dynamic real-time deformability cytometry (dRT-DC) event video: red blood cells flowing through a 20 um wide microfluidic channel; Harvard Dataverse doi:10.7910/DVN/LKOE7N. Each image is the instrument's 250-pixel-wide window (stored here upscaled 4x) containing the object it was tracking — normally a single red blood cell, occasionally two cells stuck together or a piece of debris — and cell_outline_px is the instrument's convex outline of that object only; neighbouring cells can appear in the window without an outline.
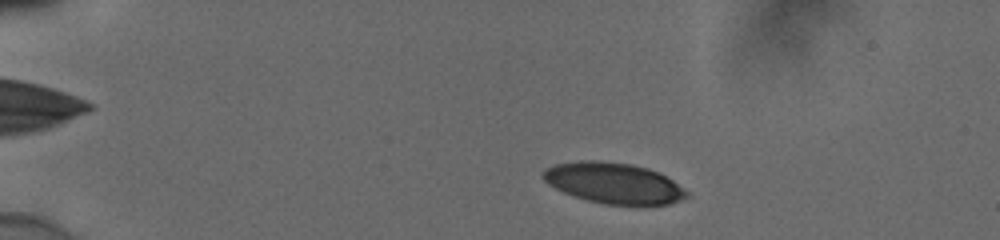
{"species": "human", "species_latin": "Homo sapiens", "temperature_condition": "cold", "stored_images_in_passage": 44, "camera_frame_rate_fps": 3000, "um_per_image_px": 0.085, "donor": {"sex": "male"}, "frame": {"image": 1, "passage_image": 1, "time_ms": 0.0, "image_size_px": [1000, 240], "cell_outline_px": [[688, 196], [680, 200], [668, 204], [640, 208], [604, 204], [588, 200], [564, 192], [548, 184], [544, 180], [540, 172], [544, 168], [556, 164], [580, 160], [600, 160], [632, 164], [648, 168], [672, 180], [684, 188], [688, 192]], "centroid_in_image_um": [52.18, 15.59], "position_along_channel_um": 32.8, "area_um2": 34.85}}
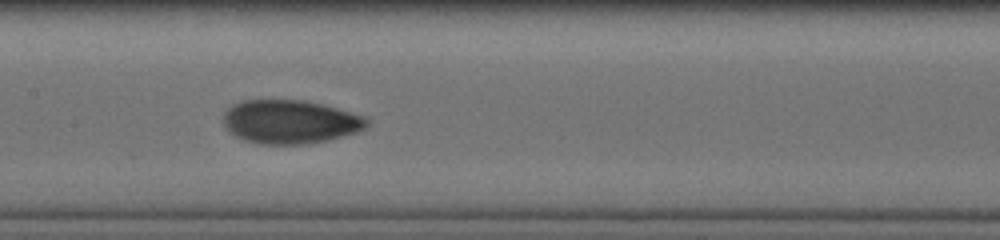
{"frame": {"image": 2, "passage_image": 19, "time_ms": 6.0, "image_size_px": [1000, 240], "cell_outline_px": [[368, 128], [356, 132], [328, 140], [308, 144], [260, 144], [244, 140], [228, 132], [224, 128], [224, 112], [232, 104], [244, 100], [304, 100], [336, 108], [364, 116], [368, 120]], "centroid_in_image_um": [24.63, 10.36], "position_along_channel_um": 182.8, "area_um2": 36.59}}
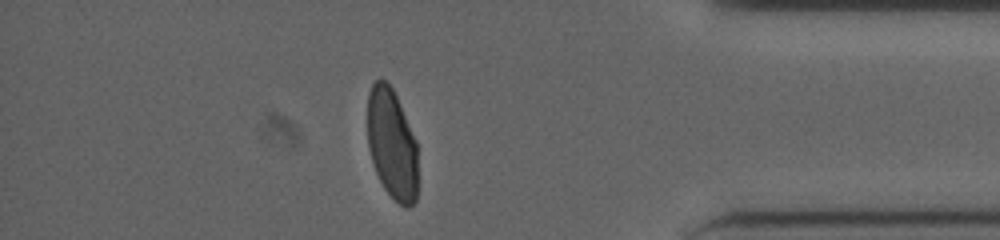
{"frame": {"image": 3, "passage_image": 38, "time_ms": 12.333, "image_size_px": [1000, 240], "cell_outline_px": [[416, 200], [408, 208], [400, 204], [384, 188], [376, 172], [368, 148], [368, 92], [372, 84], [380, 76], [392, 88], [396, 96], [416, 140]], "centroid_in_image_um": [33.29, 12.21], "position_along_channel_um": 401.9, "area_um2": 32.02}, "authors_computed_cell_mechanics": {"area_um2": 35.4025, "velocity_mm_per_s": 3.856, "shape_relaxation_time_tau1_ms": 7.8415, "shape_relaxation_time_tau2_ms": 0.9322, "deformation_change_tau1": 0.1956, "deformation_change_tau2": 0.0406}}